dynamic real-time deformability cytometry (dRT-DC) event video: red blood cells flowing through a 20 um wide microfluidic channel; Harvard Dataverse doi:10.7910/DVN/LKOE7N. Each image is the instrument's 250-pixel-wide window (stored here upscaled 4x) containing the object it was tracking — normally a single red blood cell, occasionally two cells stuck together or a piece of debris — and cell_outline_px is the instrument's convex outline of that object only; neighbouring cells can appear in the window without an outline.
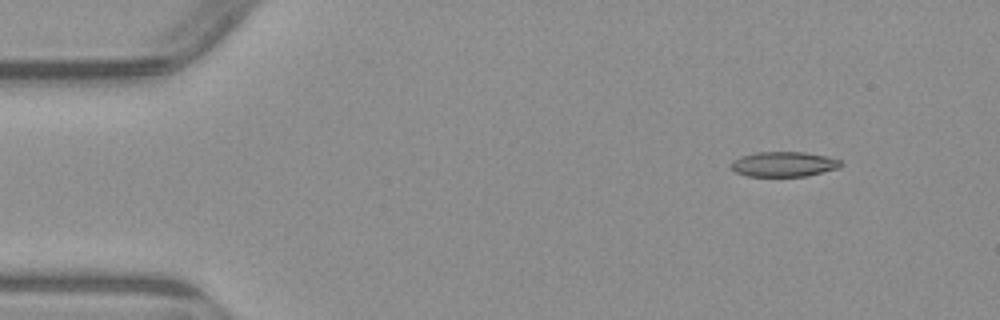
{"species": "common noctule bat (a hibernating species)", "species_latin": "Nyctalus noctula", "temperature_condition": "warm", "stored_images_in_passage": 4, "camera_frame_rate_fps": 3000, "um_per_image_px": 0.085, "animal": {"sex": "male", "body_mass_g": 23.1, "forearm_length_mm": 52.7}, "frame": {"image": 1, "passage_image": 2, "time_ms": 1.333, "image_size_px": [1000, 320], "cell_outline_px": [[844, 164], [840, 168], [804, 176], [748, 176], [736, 172], [728, 164], [732, 160], [740, 156], [756, 152], [804, 152], [828, 156], [840, 160]], "centroid_in_image_um": [66.62, 13.94], "position_along_channel_um": 18.4, "area_um2": 16.13}}